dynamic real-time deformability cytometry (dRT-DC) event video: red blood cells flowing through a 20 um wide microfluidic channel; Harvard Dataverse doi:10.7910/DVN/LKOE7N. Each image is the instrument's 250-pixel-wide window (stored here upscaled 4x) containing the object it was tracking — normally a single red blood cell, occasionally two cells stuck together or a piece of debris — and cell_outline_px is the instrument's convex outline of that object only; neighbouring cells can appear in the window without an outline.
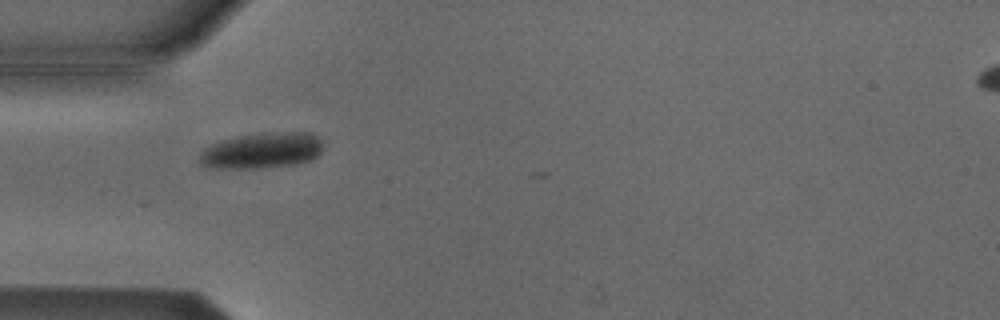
{"species": "Egyptian fruit bat (a non-hibernating species)", "species_latin": "Rousettus aegyptiacus", "temperature_condition": "cold", "stored_images_in_passage": 3, "camera_frame_rate_fps": 3000, "um_per_image_px": 0.085, "animal": {"sex": "male"}, "frame": {"image": 1, "passage_image": 3, "time_ms": 0.667, "image_size_px": [1000, 320], "cell_outline_px": [[324, 148], [316, 156], [308, 160], [292, 164], [256, 168], [208, 168], [200, 164], [200, 152], [204, 148], [220, 140], [236, 136], [260, 132], [308, 132], [324, 140]], "centroid_in_image_um": [22.25, 12.77], "position_along_channel_um": 62.8, "area_um2": 26.01}}